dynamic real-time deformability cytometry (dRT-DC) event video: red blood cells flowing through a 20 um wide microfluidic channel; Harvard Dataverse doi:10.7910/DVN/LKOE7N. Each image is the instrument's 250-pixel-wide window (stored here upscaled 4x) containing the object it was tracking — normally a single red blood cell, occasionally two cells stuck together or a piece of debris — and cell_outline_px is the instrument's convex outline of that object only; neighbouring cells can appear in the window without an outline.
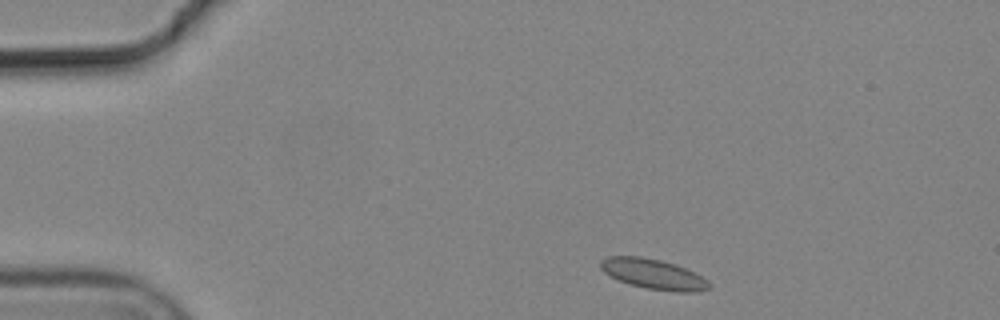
{"species": "common noctule bat (a hibernating species)", "species_latin": "Nyctalus noctula", "temperature_condition": "cold", "stored_images_in_passage": 3, "camera_frame_rate_fps": 3000, "um_per_image_px": 0.085, "animal": {"sex": "male", "body_mass_g": 19.2, "forearm_length_mm": 51.8}, "frame": {"image": 1, "passage_image": 1, "time_ms": 0.0, "image_size_px": [1000, 320], "cell_outline_px": [[708, 288], [696, 292], [676, 292], [648, 288], [628, 284], [604, 272], [600, 268], [600, 260], [608, 256], [640, 256], [660, 260], [684, 268], [700, 276], [708, 284]], "centroid_in_image_um": [55.46, 23.29], "position_along_channel_um": 29.5, "area_um2": 18.55}}
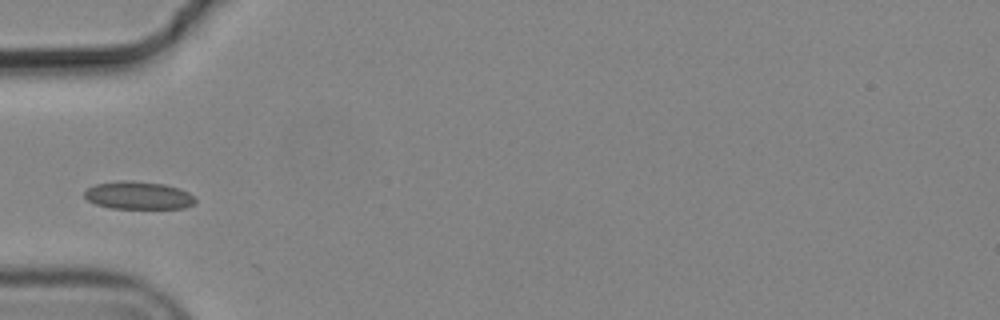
{"frame": {"image": 2, "passage_image": 3, "time_ms": 0.667, "image_size_px": [1000, 320], "cell_outline_px": [[196, 200], [192, 204], [184, 208], [112, 208], [96, 204], [88, 200], [84, 196], [84, 192], [88, 188], [96, 184], [120, 180], [132, 180], [164, 184], [180, 188], [188, 192]], "centroid_in_image_um": [11.75, 16.6], "position_along_channel_um": 73.3, "area_um2": 17.86}}